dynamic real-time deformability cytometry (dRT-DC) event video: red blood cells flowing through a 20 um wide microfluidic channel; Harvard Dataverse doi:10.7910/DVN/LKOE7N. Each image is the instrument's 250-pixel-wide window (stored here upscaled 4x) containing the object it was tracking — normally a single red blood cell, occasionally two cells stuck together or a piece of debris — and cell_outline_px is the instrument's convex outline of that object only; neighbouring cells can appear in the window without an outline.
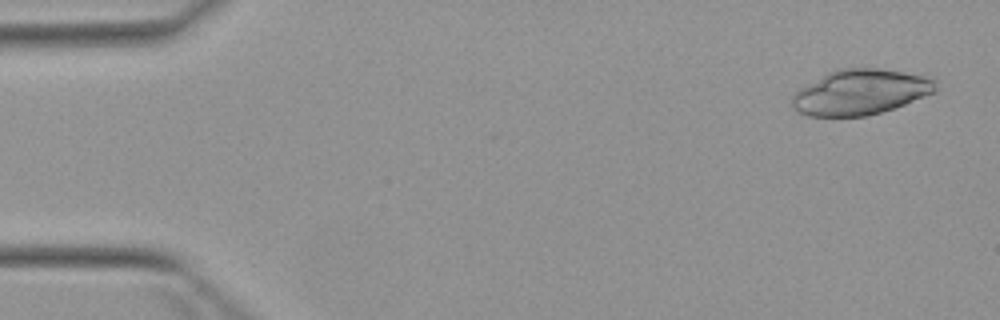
{"species": "Egyptian fruit bat (a non-hibernating species)", "species_latin": "Rousettus aegyptiacus", "temperature_condition": "warm", "stored_images_in_passage": 4, "camera_frame_rate_fps": 3000, "um_per_image_px": 0.085, "animal": {"sex": "female"}, "frame": {"image": 1, "passage_image": 1, "time_ms": 0.0, "image_size_px": [1000, 320], "cell_outline_px": [[936, 92], [904, 104], [868, 116], [808, 116], [792, 108], [792, 96], [800, 88], [828, 72], [836, 68], [880, 68], [936, 76]], "centroid_in_image_um": [73.19, 7.8], "position_along_channel_um": 11.8, "area_um2": 38.21}}